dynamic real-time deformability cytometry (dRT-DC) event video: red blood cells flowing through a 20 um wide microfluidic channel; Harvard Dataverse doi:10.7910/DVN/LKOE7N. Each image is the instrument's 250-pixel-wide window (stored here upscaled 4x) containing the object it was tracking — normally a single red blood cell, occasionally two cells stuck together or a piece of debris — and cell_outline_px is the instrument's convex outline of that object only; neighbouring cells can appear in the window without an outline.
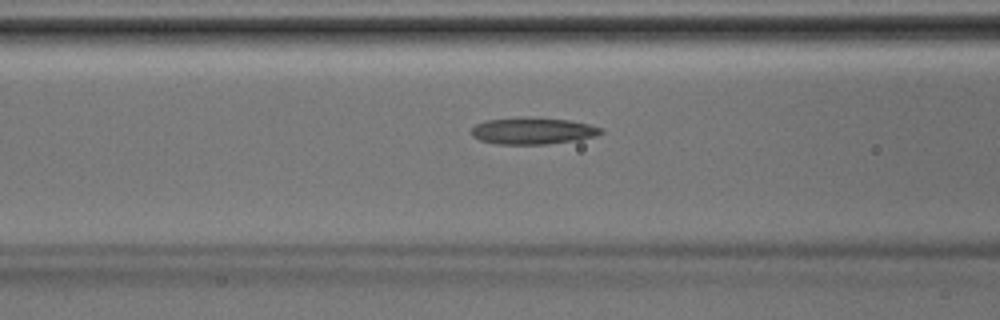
{"species": "Egyptian fruit bat (a non-hibernating species)", "species_latin": "Rousettus aegyptiacus", "temperature_condition": "room temperature", "stored_images_in_passage": 30, "camera_frame_rate_fps": 3000, "um_per_image_px": 0.085, "animal": {"sex": "male"}, "frame": {"image": 1, "passage_image": 10, "time_ms": 3.0, "image_size_px": [1000, 320], "cell_outline_px": [[604, 132], [596, 136], [576, 140], [544, 144], [500, 144], [480, 140], [472, 136], [472, 128], [476, 124], [484, 120], [520, 116], [528, 116], [568, 120], [588, 124], [604, 128]], "centroid_in_image_um": [45.28, 11.1], "position_along_channel_um": 121.3, "area_um2": 20.4}}
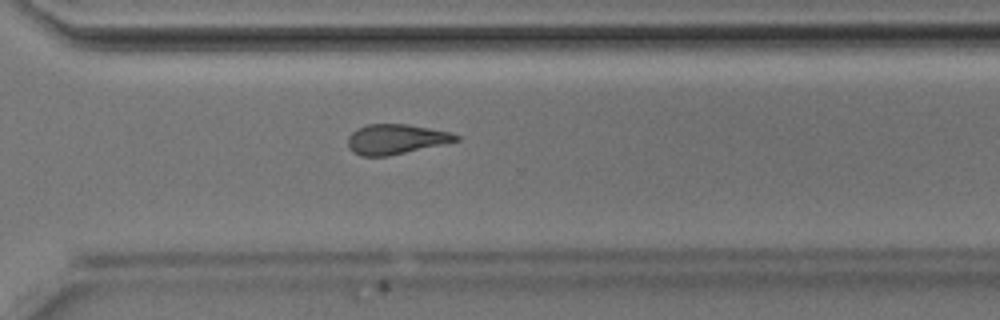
{"frame": {"image": 2, "passage_image": 23, "time_ms": 7.333, "image_size_px": [1000, 320], "cell_outline_px": [[460, 140], [388, 156], [360, 156], [352, 152], [348, 148], [348, 136], [356, 128], [368, 124], [408, 124], [448, 132], [460, 136]], "centroid_in_image_um": [33.59, 11.83], "position_along_channel_um": 337.0, "area_um2": 18.79}}
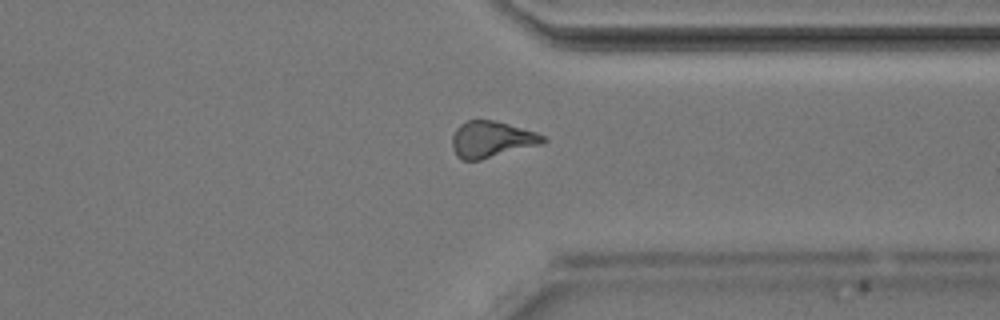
{"frame": {"image": 3, "passage_image": 25, "time_ms": 8.0, "image_size_px": [1000, 320], "cell_outline_px": [[548, 140], [544, 144], [480, 160], [460, 160], [456, 156], [452, 148], [452, 136], [456, 128], [460, 124], [468, 120], [492, 120], [508, 124], [536, 132], [544, 136]], "centroid_in_image_um": [41.78, 11.86], "position_along_channel_um": 369.6, "area_um2": 19.42}}